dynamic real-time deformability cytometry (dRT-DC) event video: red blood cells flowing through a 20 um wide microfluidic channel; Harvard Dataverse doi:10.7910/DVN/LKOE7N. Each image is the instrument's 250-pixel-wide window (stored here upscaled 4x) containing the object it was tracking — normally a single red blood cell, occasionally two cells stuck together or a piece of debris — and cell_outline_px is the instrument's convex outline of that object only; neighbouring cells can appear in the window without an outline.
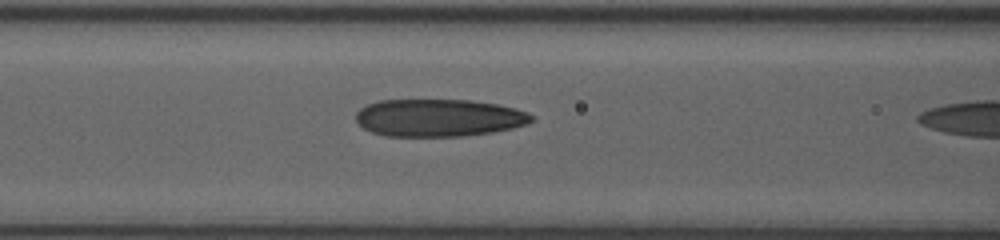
{"species": "human", "species_latin": "Homo sapiens", "temperature_condition": "room temperature", "stored_images_in_passage": 18, "camera_frame_rate_fps": 3000, "um_per_image_px": 0.085, "donor": {"sex": "female"}, "frame": {"image": 1, "passage_image": 17, "time_ms": 6.333, "image_size_px": [1000, 240], "cell_outline_px": [[532, 120], [528, 124], [512, 128], [492, 132], [460, 136], [384, 136], [372, 132], [364, 128], [356, 120], [356, 112], [360, 108], [368, 104], [380, 100], [468, 100], [496, 104], [516, 108], [528, 112], [532, 116]], "centroid_in_image_um": [37.29, 10.01], "position_along_channel_um": 129.3, "area_um2": 38.32}}